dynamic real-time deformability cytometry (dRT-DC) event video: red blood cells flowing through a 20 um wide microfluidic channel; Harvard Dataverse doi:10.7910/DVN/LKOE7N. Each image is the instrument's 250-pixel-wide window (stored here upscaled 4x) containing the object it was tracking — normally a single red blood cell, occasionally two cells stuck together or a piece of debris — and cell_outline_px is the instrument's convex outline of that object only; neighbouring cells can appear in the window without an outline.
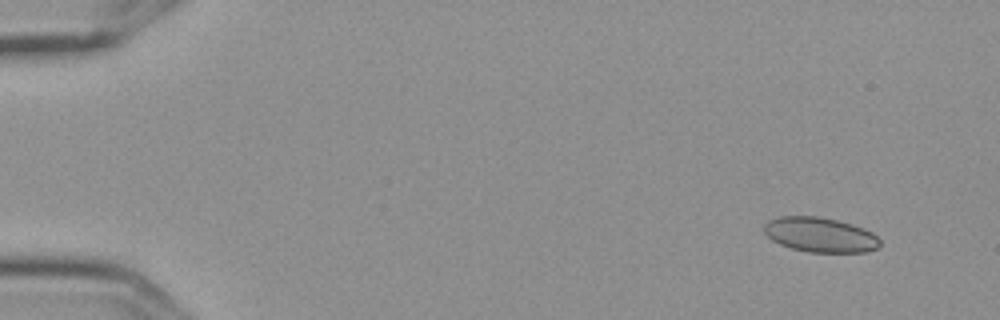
{"species": "Egyptian fruit bat (a non-hibernating species)", "species_latin": "Rousettus aegyptiacus", "temperature_condition": "cold", "stored_images_in_passage": 6, "camera_frame_rate_fps": 3000, "um_per_image_px": 0.085, "frame": {"image": 1, "passage_image": 1, "time_ms": 0.0, "image_size_px": [1000, 320], "cell_outline_px": [[880, 248], [868, 252], [808, 252], [792, 248], [780, 244], [772, 240], [764, 232], [764, 224], [768, 220], [780, 216], [820, 216], [852, 224], [864, 228], [872, 232], [880, 240]], "centroid_in_image_um": [69.73, 19.95], "position_along_channel_um": 15.3, "area_um2": 23.64}}
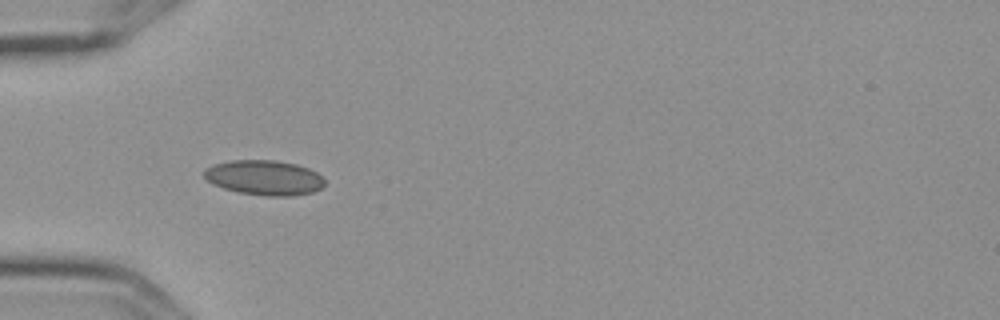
{"frame": {"image": 2, "passage_image": 5, "time_ms": 1.333, "image_size_px": [1000, 320], "cell_outline_px": [[324, 184], [320, 188], [312, 192], [292, 196], [268, 196], [240, 192], [224, 188], [212, 184], [204, 176], [204, 172], [212, 164], [228, 160], [276, 160], [296, 164], [308, 168], [324, 176]], "centroid_in_image_um": [22.48, 15.09], "position_along_channel_um": 62.5, "area_um2": 24.51}}
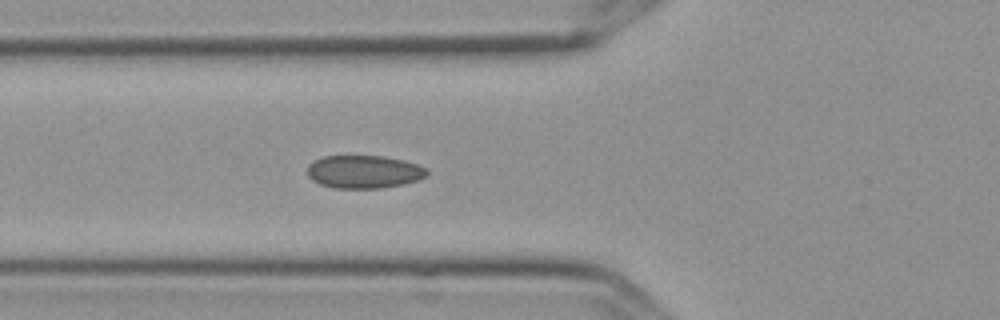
{"frame": {"image": 3, "passage_image": 6, "time_ms": 1.667, "image_size_px": [1000, 320], "cell_outline_px": [[428, 172], [424, 176], [416, 180], [404, 184], [380, 188], [336, 188], [320, 184], [312, 180], [308, 176], [308, 164], [312, 160], [324, 156], [384, 156], [404, 160], [428, 168]], "centroid_in_image_um": [30.91, 14.59], "position_along_channel_um": 94.9, "area_um2": 23.0}}